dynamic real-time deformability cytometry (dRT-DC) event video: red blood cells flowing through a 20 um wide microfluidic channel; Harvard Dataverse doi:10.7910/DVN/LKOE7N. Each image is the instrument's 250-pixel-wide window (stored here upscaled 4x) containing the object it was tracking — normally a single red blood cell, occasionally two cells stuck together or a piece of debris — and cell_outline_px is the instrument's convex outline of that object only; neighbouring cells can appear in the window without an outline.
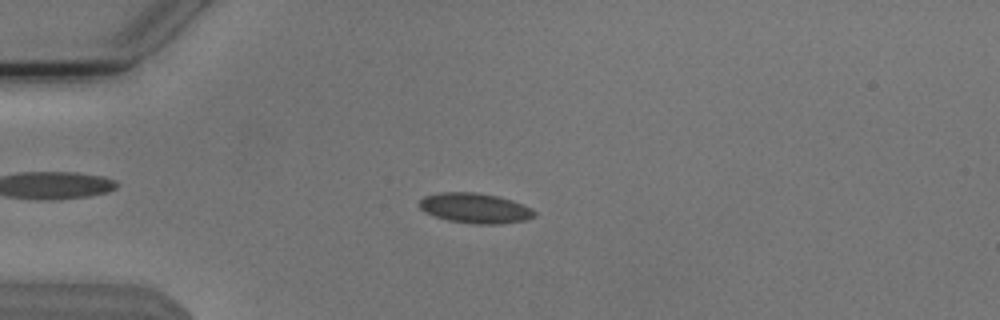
{"species": "Egyptian fruit bat (a non-hibernating species)", "species_latin": "Rousettus aegyptiacus", "temperature_condition": "cold", "stored_images_in_passage": 42, "camera_frame_rate_fps": 3000, "um_per_image_px": 0.085, "animal": {"sex": "male"}, "frame": {"image": 1, "passage_image": 2, "time_ms": 0.333, "image_size_px": [1000, 320], "cell_outline_px": [[536, 216], [524, 220], [500, 224], [472, 224], [448, 220], [424, 212], [416, 204], [424, 196], [440, 192], [476, 192], [496, 196], [512, 200], [532, 208], [536, 212]], "centroid_in_image_um": [40.36, 17.69], "position_along_channel_um": 44.6, "area_um2": 20.29}}
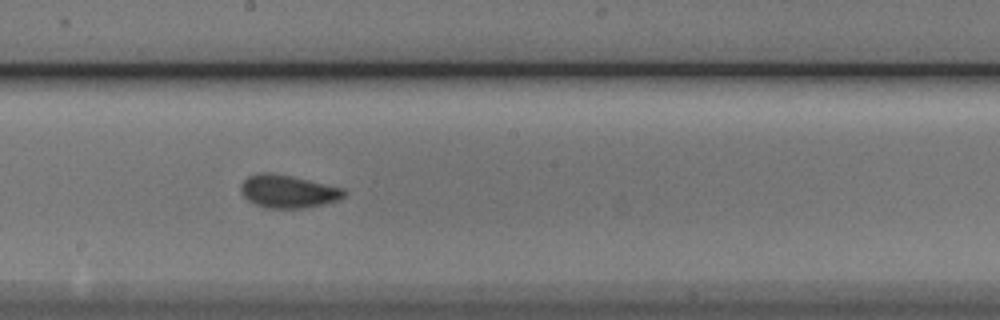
{"frame": {"image": 2, "passage_image": 18, "time_ms": 5.667, "image_size_px": [1000, 320], "cell_outline_px": [[348, 192], [344, 196], [336, 200], [324, 204], [304, 208], [268, 208], [256, 204], [248, 200], [244, 196], [240, 188], [240, 184], [248, 176], [256, 172], [272, 172], [292, 176], [344, 188]], "centroid_in_image_um": [24.47, 16.25], "position_along_channel_um": 223.7, "area_um2": 19.88}}
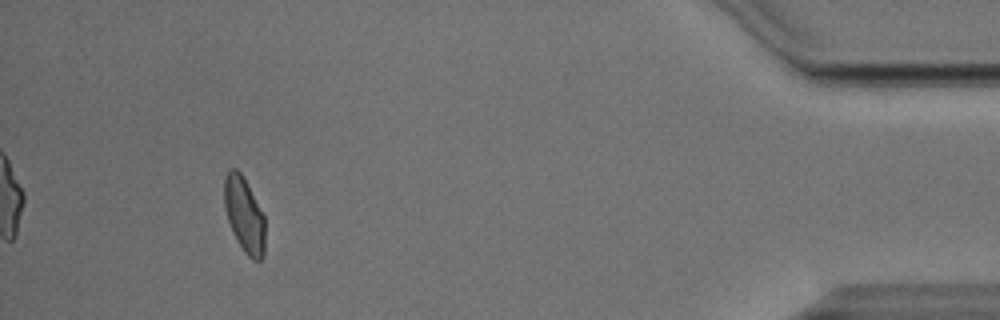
{"frame": {"image": 3, "passage_image": 38, "time_ms": 12.333, "image_size_px": [1000, 320], "cell_outline_px": [[264, 256], [260, 260], [252, 260], [244, 252], [236, 240], [232, 232], [224, 208], [224, 176], [232, 168], [236, 168], [244, 176], [264, 216]], "centroid_in_image_um": [20.75, 18.26], "position_along_channel_um": 414.5, "area_um2": 17.98}, "authors_computed_cell_mechanics": {"area_um2": 19.074, "velocity_mm_per_s": 3.7989, "shape_relaxation_time_tau1_ms": 3.3839, "shape_relaxation_time_tau2_ms": 1.2034, "deformation_change_tau1": 0.0901, "deformation_change_tau2": 0.0447}}